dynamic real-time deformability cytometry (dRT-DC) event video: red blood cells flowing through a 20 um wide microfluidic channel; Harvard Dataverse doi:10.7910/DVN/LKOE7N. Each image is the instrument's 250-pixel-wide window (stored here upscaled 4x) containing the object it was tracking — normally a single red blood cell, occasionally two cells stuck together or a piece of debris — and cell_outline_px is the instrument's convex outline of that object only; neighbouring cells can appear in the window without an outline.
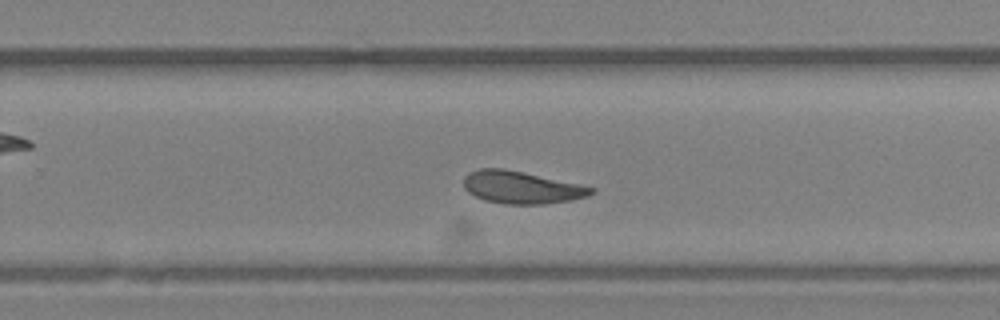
{"species": "Egyptian fruit bat (a non-hibernating species)", "species_latin": "Rousettus aegyptiacus", "temperature_condition": "room temperature", "stored_images_in_passage": 34, "camera_frame_rate_fps": 3000, "um_per_image_px": 0.085, "animal": {"sex": "female"}, "frame": {"image": 1, "passage_image": 20, "time_ms": 6.333, "image_size_px": [1000, 320], "cell_outline_px": [[596, 192], [588, 196], [572, 200], [544, 204], [504, 204], [484, 200], [468, 192], [464, 188], [464, 176], [468, 172], [480, 168], [504, 168], [580, 184], [596, 188]], "centroid_in_image_um": [44.33, 15.93], "position_along_channel_um": 285.5, "area_um2": 24.22}}